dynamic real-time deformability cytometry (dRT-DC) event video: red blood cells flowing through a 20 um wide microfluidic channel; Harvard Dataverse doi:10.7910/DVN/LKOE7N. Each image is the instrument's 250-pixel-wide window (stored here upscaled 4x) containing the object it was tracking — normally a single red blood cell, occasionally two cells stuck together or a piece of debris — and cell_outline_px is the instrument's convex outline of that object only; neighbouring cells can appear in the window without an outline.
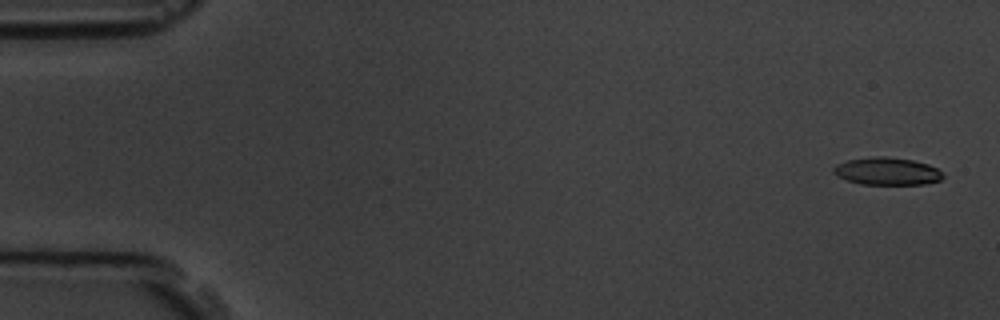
{"species": "common noctule bat (a hibernating species)", "species_latin": "Nyctalus noctula", "temperature_condition": "room temperature", "stored_images_in_passage": 5, "camera_frame_rate_fps": 3000, "um_per_image_px": 0.085, "animal": {"sex": "male", "body_mass_g": 19.5, "forearm_length_mm": 54.6}, "frame": {"image": 1, "passage_image": 1, "time_ms": 0.0, "image_size_px": [1000, 320], "cell_outline_px": [[944, 176], [940, 180], [924, 184], [860, 184], [836, 176], [832, 172], [832, 168], [836, 164], [848, 160], [872, 156], [884, 156], [912, 160], [928, 164], [944, 172]], "centroid_in_image_um": [75.39, 14.55], "position_along_channel_um": 9.6, "area_um2": 17.63}}
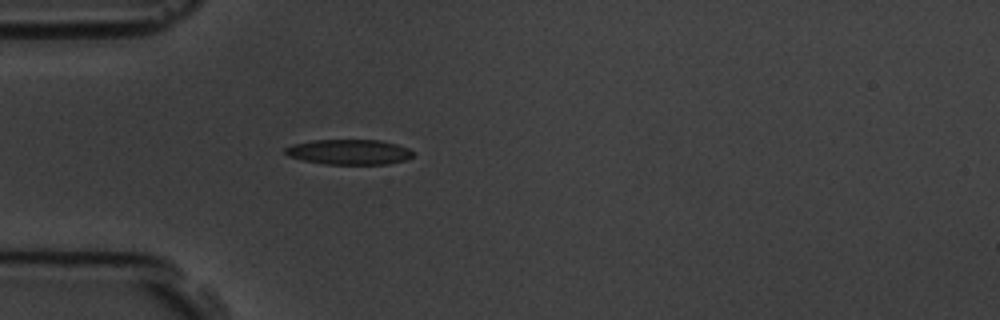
{"frame": {"image": 2, "passage_image": 5, "time_ms": 4.667, "image_size_px": [1000, 320], "cell_outline_px": [[412, 156], [404, 160], [388, 164], [324, 164], [304, 160], [288, 156], [284, 152], [284, 148], [292, 144], [312, 140], [380, 140], [396, 144], [408, 148], [412, 152]], "centroid_in_image_um": [29.63, 12.91], "position_along_channel_um": 55.4, "area_um2": 18.67}}